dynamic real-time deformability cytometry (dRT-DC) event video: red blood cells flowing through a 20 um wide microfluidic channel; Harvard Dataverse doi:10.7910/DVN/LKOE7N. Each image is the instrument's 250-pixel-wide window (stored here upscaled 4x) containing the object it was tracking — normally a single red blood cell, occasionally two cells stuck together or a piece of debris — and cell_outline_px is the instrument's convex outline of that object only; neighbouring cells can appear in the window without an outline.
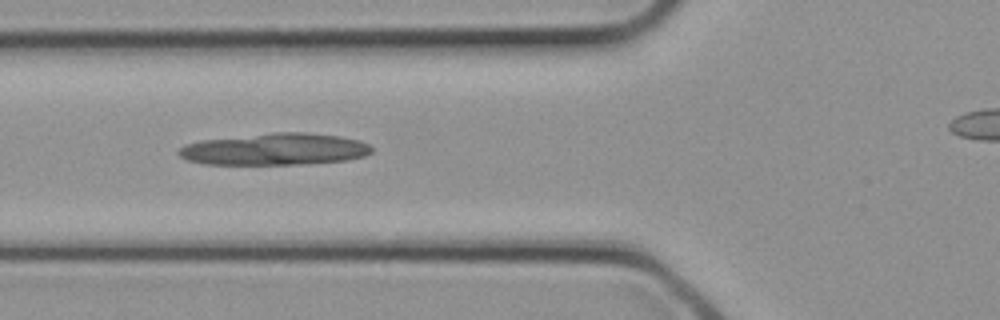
{"species": "common noctule bat (a hibernating species)", "species_latin": "Nyctalus noctula", "temperature_condition": "cold", "stored_images_in_passage": 19, "camera_frame_rate_fps": 3000, "um_per_image_px": 0.085, "animal": {"sex": "female", "body_mass_g": 21.9}, "frame": {"image": 1, "passage_image": 10, "time_ms": 3.0, "image_size_px": [1000, 320], "cell_outline_px": [[372, 152], [364, 156], [344, 160], [304, 164], [204, 164], [188, 160], [180, 156], [176, 152], [184, 144], [204, 140], [276, 132], [304, 132], [336, 136], [360, 140], [368, 144], [372, 148]], "centroid_in_image_um": [23.35, 12.69], "position_along_channel_um": 102.4, "area_um2": 35.49}}
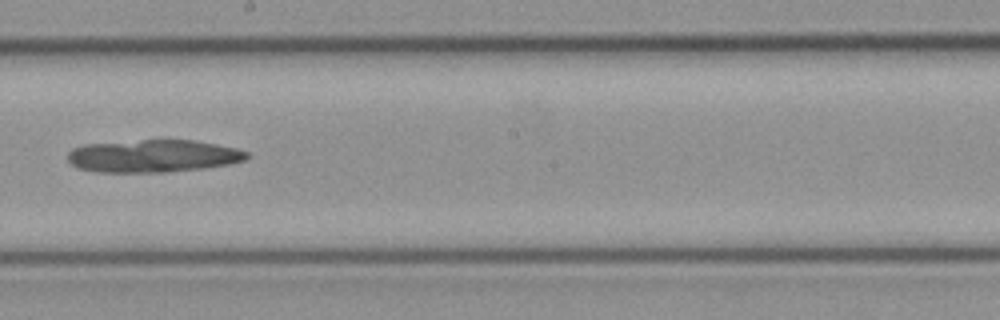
{"frame": {"image": 2, "passage_image": 16, "time_ms": 5.0, "image_size_px": [1000, 320], "cell_outline_px": [[252, 156], [244, 160], [228, 164], [204, 168], [168, 172], [96, 172], [76, 168], [68, 160], [68, 152], [72, 148], [84, 144], [160, 136], [196, 140], [236, 148], [248, 152]], "centroid_in_image_um": [13.0, 13.21], "position_along_channel_um": 235.2, "area_um2": 35.55}}
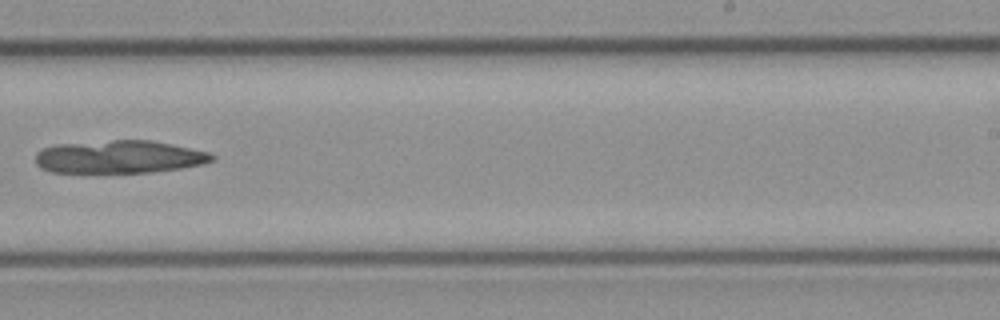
{"frame": {"image": 3, "passage_image": 18, "time_ms": 5.667, "image_size_px": [1000, 320], "cell_outline_px": [[216, 160], [204, 164], [180, 168], [152, 172], [52, 172], [40, 168], [36, 164], [36, 152], [52, 144], [112, 140], [152, 140], [172, 144], [208, 152], [216, 156]], "centroid_in_image_um": [10.14, 13.32], "position_along_channel_um": 278.9, "area_um2": 33.99}}